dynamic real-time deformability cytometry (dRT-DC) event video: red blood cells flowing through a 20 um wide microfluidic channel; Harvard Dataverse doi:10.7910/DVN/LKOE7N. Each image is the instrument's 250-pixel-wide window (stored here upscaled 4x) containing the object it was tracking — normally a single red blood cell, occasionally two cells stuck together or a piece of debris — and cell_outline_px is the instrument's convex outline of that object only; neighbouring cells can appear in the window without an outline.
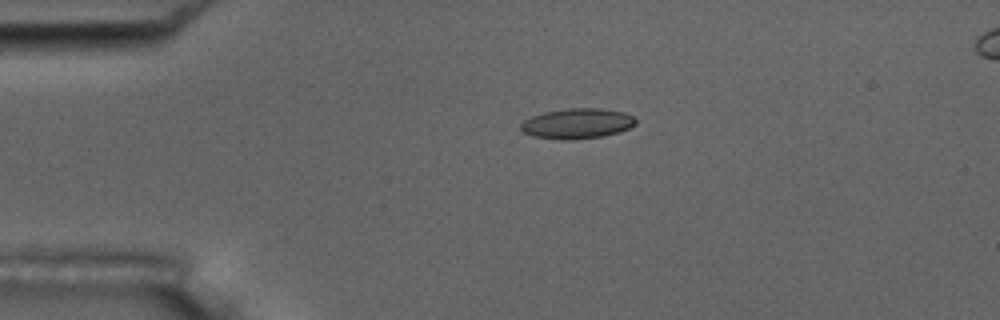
{"species": "common noctule bat (a hibernating species)", "species_latin": "Nyctalus noctula", "temperature_condition": "room temperature", "stored_images_in_passage": 44, "camera_frame_rate_fps": 3000, "um_per_image_px": 0.085, "animal": {"sex": "male", "body_mass_g": 17.5, "forearm_length_mm": 52.3}, "frame": {"image": 1, "passage_image": 1, "time_ms": 0.0, "image_size_px": [1000, 320], "cell_outline_px": [[636, 124], [628, 128], [604, 136], [572, 140], [560, 140], [532, 136], [524, 132], [520, 128], [520, 124], [524, 120], [532, 116], [544, 112], [564, 108], [600, 108], [624, 112], [632, 116], [636, 120]], "centroid_in_image_um": [49.03, 10.5], "position_along_channel_um": 36.0, "area_um2": 20.35}, "authors_computed_cell_mechanics": {"area_um2": 19.6809, "velocity_mm_per_s": 3.699, "shape_relaxation_time_tau1_ms": 8.856, "shape_relaxation_time_tau2_ms": 1.1163, "deformation_change_tau1": 0.1944, "deformation_change_tau2": 0.0698}}